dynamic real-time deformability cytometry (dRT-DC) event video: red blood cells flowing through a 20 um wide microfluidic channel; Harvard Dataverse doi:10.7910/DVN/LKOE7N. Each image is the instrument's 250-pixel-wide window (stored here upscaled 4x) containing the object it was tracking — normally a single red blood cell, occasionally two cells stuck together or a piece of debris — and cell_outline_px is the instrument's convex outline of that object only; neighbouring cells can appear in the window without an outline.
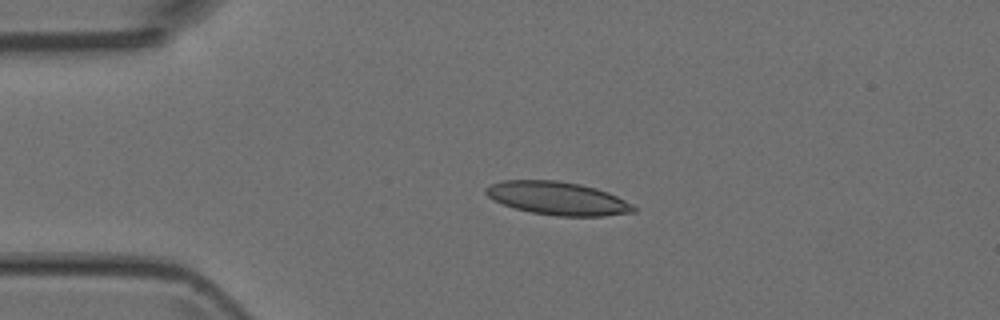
{"species": "Egyptian fruit bat (a non-hibernating species)", "species_latin": "Rousettus aegyptiacus", "temperature_condition": "room temperature", "stored_images_in_passage": 4, "camera_frame_rate_fps": 3000, "um_per_image_px": 0.085, "animal": {"sex": "female"}, "frame": {"image": 1, "passage_image": 3, "time_ms": 2.333, "image_size_px": [1000, 320], "cell_outline_px": [[636, 212], [604, 216], [556, 216], [532, 212], [516, 208], [492, 200], [484, 192], [484, 188], [492, 184], [504, 180], [556, 180], [580, 184], [596, 188], [608, 192], [632, 204], [636, 208]], "centroid_in_image_um": [47.4, 16.86], "position_along_channel_um": 37.6, "area_um2": 28.5}}